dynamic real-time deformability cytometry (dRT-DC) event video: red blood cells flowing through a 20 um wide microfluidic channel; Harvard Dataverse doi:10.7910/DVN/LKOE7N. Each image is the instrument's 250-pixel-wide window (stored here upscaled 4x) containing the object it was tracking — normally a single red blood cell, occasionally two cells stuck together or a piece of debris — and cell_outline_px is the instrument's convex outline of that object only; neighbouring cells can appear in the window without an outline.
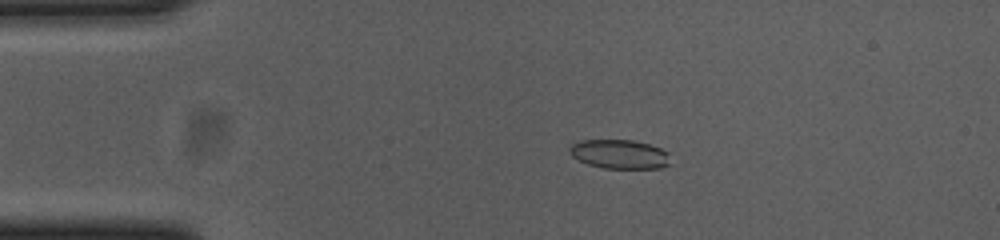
{"species": "common noctule bat (a hibernating species)", "species_latin": "Nyctalus noctula", "temperature_condition": "cold", "stored_images_in_passage": 47, "camera_frame_rate_fps": 3000, "um_per_image_px": 0.085, "animal": {"sex": "female", "body_mass_g": 23.0, "forearm_length_mm": 53.4}, "frame": {"image": 1, "passage_image": 3, "time_ms": 0.667, "image_size_px": [1000, 240], "cell_outline_px": [[668, 164], [660, 168], [604, 168], [588, 164], [572, 156], [568, 152], [568, 148], [572, 144], [584, 140], [632, 140], [648, 144], [660, 148], [668, 152]], "centroid_in_image_um": [52.63, 13.1], "position_along_channel_um": 32.4, "area_um2": 16.88}}
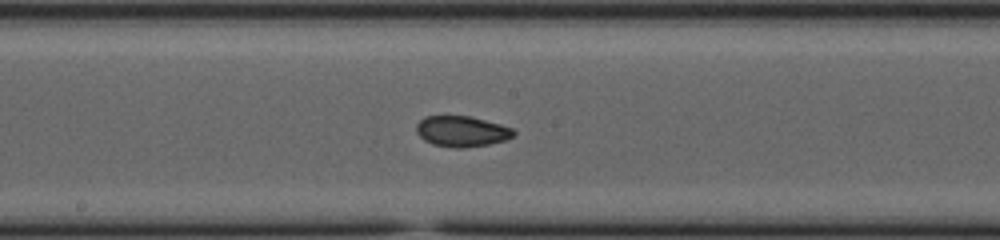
{"frame": {"image": 2, "passage_image": 21, "time_ms": 6.667, "image_size_px": [1000, 240], "cell_outline_px": [[516, 132], [512, 136], [504, 140], [488, 144], [464, 148], [452, 148], [432, 144], [424, 140], [416, 132], [416, 124], [424, 116], [468, 116], [500, 124], [512, 128]], "centroid_in_image_um": [39.21, 11.17], "position_along_channel_um": 209.0, "area_um2": 17.34}}
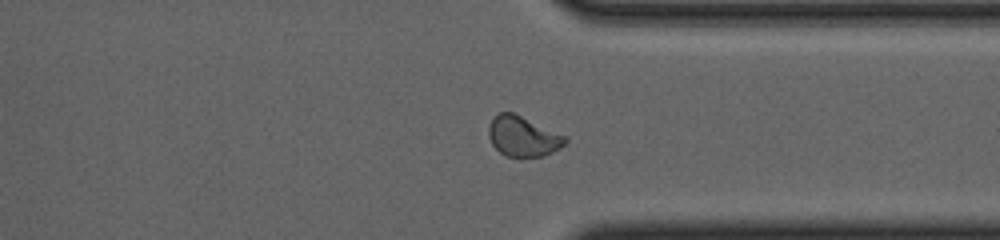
{"frame": {"image": 3, "passage_image": 34, "time_ms": 11.0, "image_size_px": [1000, 240], "cell_outline_px": [[568, 140], [564, 144], [552, 152], [544, 156], [520, 160], [504, 156], [492, 144], [488, 136], [488, 128], [492, 120], [500, 112], [512, 112], [564, 136]], "centroid_in_image_um": [44.41, 11.66], "position_along_channel_um": 367.0, "area_um2": 17.98}, "authors_computed_cell_mechanics": {"area_um2": 17.5712, "velocity_mm_per_s": 3.6779, "shape_relaxation_time_tau1_ms": null, "shape_relaxation_time_tau2_ms": 1.5085, "deformation_change_tau1": null, "deformation_change_tau2": 0.0566}}